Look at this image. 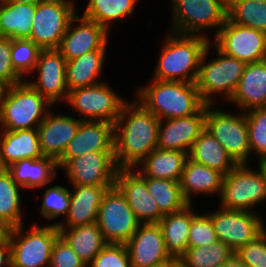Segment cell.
Wrapping results in <instances>:
<instances>
[{"mask_svg":"<svg viewBox=\"0 0 266 267\" xmlns=\"http://www.w3.org/2000/svg\"><path fill=\"white\" fill-rule=\"evenodd\" d=\"M208 49L209 44L201 57L195 84L202 101L211 105L213 99L210 98V95L215 92L223 91L226 98L229 100L232 98L243 75L246 63L227 56L218 49V55L221 57L204 64Z\"/></svg>","mask_w":266,"mask_h":267,"instance_id":"obj_5","label":"cell"},{"mask_svg":"<svg viewBox=\"0 0 266 267\" xmlns=\"http://www.w3.org/2000/svg\"><path fill=\"white\" fill-rule=\"evenodd\" d=\"M230 100L245 109L266 107V59L246 64Z\"/></svg>","mask_w":266,"mask_h":267,"instance_id":"obj_25","label":"cell"},{"mask_svg":"<svg viewBox=\"0 0 266 267\" xmlns=\"http://www.w3.org/2000/svg\"><path fill=\"white\" fill-rule=\"evenodd\" d=\"M188 157L211 169L226 175L237 163L231 158L222 144L204 129L195 140Z\"/></svg>","mask_w":266,"mask_h":267,"instance_id":"obj_32","label":"cell"},{"mask_svg":"<svg viewBox=\"0 0 266 267\" xmlns=\"http://www.w3.org/2000/svg\"><path fill=\"white\" fill-rule=\"evenodd\" d=\"M6 94V87L0 85V121L2 117L3 99Z\"/></svg>","mask_w":266,"mask_h":267,"instance_id":"obj_50","label":"cell"},{"mask_svg":"<svg viewBox=\"0 0 266 267\" xmlns=\"http://www.w3.org/2000/svg\"><path fill=\"white\" fill-rule=\"evenodd\" d=\"M67 100L91 121L115 123L126 103L105 83L77 88L68 92Z\"/></svg>","mask_w":266,"mask_h":267,"instance_id":"obj_13","label":"cell"},{"mask_svg":"<svg viewBox=\"0 0 266 267\" xmlns=\"http://www.w3.org/2000/svg\"><path fill=\"white\" fill-rule=\"evenodd\" d=\"M40 48L29 39H11V61L14 69L23 76L35 69Z\"/></svg>","mask_w":266,"mask_h":267,"instance_id":"obj_40","label":"cell"},{"mask_svg":"<svg viewBox=\"0 0 266 267\" xmlns=\"http://www.w3.org/2000/svg\"><path fill=\"white\" fill-rule=\"evenodd\" d=\"M71 192L63 186L48 188L44 194L41 207L42 215L47 219H54L60 214L68 213Z\"/></svg>","mask_w":266,"mask_h":267,"instance_id":"obj_41","label":"cell"},{"mask_svg":"<svg viewBox=\"0 0 266 267\" xmlns=\"http://www.w3.org/2000/svg\"><path fill=\"white\" fill-rule=\"evenodd\" d=\"M246 115L250 150L260 155L261 161H266V107L250 110Z\"/></svg>","mask_w":266,"mask_h":267,"instance_id":"obj_39","label":"cell"},{"mask_svg":"<svg viewBox=\"0 0 266 267\" xmlns=\"http://www.w3.org/2000/svg\"><path fill=\"white\" fill-rule=\"evenodd\" d=\"M235 254L248 267H266V242L258 235Z\"/></svg>","mask_w":266,"mask_h":267,"instance_id":"obj_46","label":"cell"},{"mask_svg":"<svg viewBox=\"0 0 266 267\" xmlns=\"http://www.w3.org/2000/svg\"><path fill=\"white\" fill-rule=\"evenodd\" d=\"M49 267H88L60 235L53 244Z\"/></svg>","mask_w":266,"mask_h":267,"instance_id":"obj_44","label":"cell"},{"mask_svg":"<svg viewBox=\"0 0 266 267\" xmlns=\"http://www.w3.org/2000/svg\"><path fill=\"white\" fill-rule=\"evenodd\" d=\"M173 22L178 34L192 35L203 28H221L227 20L228 0H173Z\"/></svg>","mask_w":266,"mask_h":267,"instance_id":"obj_11","label":"cell"},{"mask_svg":"<svg viewBox=\"0 0 266 267\" xmlns=\"http://www.w3.org/2000/svg\"><path fill=\"white\" fill-rule=\"evenodd\" d=\"M19 187L6 168H0V221L9 228L22 225Z\"/></svg>","mask_w":266,"mask_h":267,"instance_id":"obj_35","label":"cell"},{"mask_svg":"<svg viewBox=\"0 0 266 267\" xmlns=\"http://www.w3.org/2000/svg\"><path fill=\"white\" fill-rule=\"evenodd\" d=\"M105 50L91 51L66 62L65 74L68 91L98 84L96 78L100 75L103 67Z\"/></svg>","mask_w":266,"mask_h":267,"instance_id":"obj_33","label":"cell"},{"mask_svg":"<svg viewBox=\"0 0 266 267\" xmlns=\"http://www.w3.org/2000/svg\"><path fill=\"white\" fill-rule=\"evenodd\" d=\"M58 163L55 159L43 156L40 159H23L9 165L6 170L12 179L23 188H35L50 182Z\"/></svg>","mask_w":266,"mask_h":267,"instance_id":"obj_31","label":"cell"},{"mask_svg":"<svg viewBox=\"0 0 266 267\" xmlns=\"http://www.w3.org/2000/svg\"><path fill=\"white\" fill-rule=\"evenodd\" d=\"M48 105L51 103L28 82L6 87L0 123L7 131L34 129L31 126L36 122L38 128Z\"/></svg>","mask_w":266,"mask_h":267,"instance_id":"obj_4","label":"cell"},{"mask_svg":"<svg viewBox=\"0 0 266 267\" xmlns=\"http://www.w3.org/2000/svg\"><path fill=\"white\" fill-rule=\"evenodd\" d=\"M22 225L10 228L8 244L11 248V267H49L54 242L60 235L55 225L33 226L26 236L20 234ZM21 238L16 240L17 236Z\"/></svg>","mask_w":266,"mask_h":267,"instance_id":"obj_6","label":"cell"},{"mask_svg":"<svg viewBox=\"0 0 266 267\" xmlns=\"http://www.w3.org/2000/svg\"><path fill=\"white\" fill-rule=\"evenodd\" d=\"M224 175L217 170L187 158L179 180L182 196L191 204L192 192L214 193L221 192Z\"/></svg>","mask_w":266,"mask_h":267,"instance_id":"obj_27","label":"cell"},{"mask_svg":"<svg viewBox=\"0 0 266 267\" xmlns=\"http://www.w3.org/2000/svg\"><path fill=\"white\" fill-rule=\"evenodd\" d=\"M94 151H114L113 123L82 120L75 137L57 161L58 167H62L70 158Z\"/></svg>","mask_w":266,"mask_h":267,"instance_id":"obj_19","label":"cell"},{"mask_svg":"<svg viewBox=\"0 0 266 267\" xmlns=\"http://www.w3.org/2000/svg\"><path fill=\"white\" fill-rule=\"evenodd\" d=\"M162 127V120H160L157 132V148L179 150L189 154L195 140L205 129V105L196 114L167 119L166 125L164 128Z\"/></svg>","mask_w":266,"mask_h":267,"instance_id":"obj_20","label":"cell"},{"mask_svg":"<svg viewBox=\"0 0 266 267\" xmlns=\"http://www.w3.org/2000/svg\"><path fill=\"white\" fill-rule=\"evenodd\" d=\"M215 38L217 49L246 64L266 59V33L262 31L240 26L227 18Z\"/></svg>","mask_w":266,"mask_h":267,"instance_id":"obj_12","label":"cell"},{"mask_svg":"<svg viewBox=\"0 0 266 267\" xmlns=\"http://www.w3.org/2000/svg\"><path fill=\"white\" fill-rule=\"evenodd\" d=\"M91 267H131L125 244L108 243L89 263Z\"/></svg>","mask_w":266,"mask_h":267,"instance_id":"obj_43","label":"cell"},{"mask_svg":"<svg viewBox=\"0 0 266 267\" xmlns=\"http://www.w3.org/2000/svg\"><path fill=\"white\" fill-rule=\"evenodd\" d=\"M263 221L259 220V236L266 242V231L264 228V225L262 223Z\"/></svg>","mask_w":266,"mask_h":267,"instance_id":"obj_52","label":"cell"},{"mask_svg":"<svg viewBox=\"0 0 266 267\" xmlns=\"http://www.w3.org/2000/svg\"><path fill=\"white\" fill-rule=\"evenodd\" d=\"M221 209L208 216L217 239L234 252L258 236L260 218L253 211Z\"/></svg>","mask_w":266,"mask_h":267,"instance_id":"obj_15","label":"cell"},{"mask_svg":"<svg viewBox=\"0 0 266 267\" xmlns=\"http://www.w3.org/2000/svg\"><path fill=\"white\" fill-rule=\"evenodd\" d=\"M188 153L179 150H163L156 148L141 163V177L179 181L184 169Z\"/></svg>","mask_w":266,"mask_h":267,"instance_id":"obj_28","label":"cell"},{"mask_svg":"<svg viewBox=\"0 0 266 267\" xmlns=\"http://www.w3.org/2000/svg\"><path fill=\"white\" fill-rule=\"evenodd\" d=\"M74 20L80 25L71 31ZM108 30L97 22L74 16L62 37L58 50L66 61L76 59L85 53L105 49Z\"/></svg>","mask_w":266,"mask_h":267,"instance_id":"obj_18","label":"cell"},{"mask_svg":"<svg viewBox=\"0 0 266 267\" xmlns=\"http://www.w3.org/2000/svg\"><path fill=\"white\" fill-rule=\"evenodd\" d=\"M131 171L132 169H118L115 186L125 196L140 223H159L164 214L148 192L146 181L138 173Z\"/></svg>","mask_w":266,"mask_h":267,"instance_id":"obj_17","label":"cell"},{"mask_svg":"<svg viewBox=\"0 0 266 267\" xmlns=\"http://www.w3.org/2000/svg\"><path fill=\"white\" fill-rule=\"evenodd\" d=\"M3 265L11 267V248L8 243L0 245V267Z\"/></svg>","mask_w":266,"mask_h":267,"instance_id":"obj_47","label":"cell"},{"mask_svg":"<svg viewBox=\"0 0 266 267\" xmlns=\"http://www.w3.org/2000/svg\"><path fill=\"white\" fill-rule=\"evenodd\" d=\"M235 252L220 240L206 246L187 248L177 260L182 267H220Z\"/></svg>","mask_w":266,"mask_h":267,"instance_id":"obj_34","label":"cell"},{"mask_svg":"<svg viewBox=\"0 0 266 267\" xmlns=\"http://www.w3.org/2000/svg\"><path fill=\"white\" fill-rule=\"evenodd\" d=\"M173 267H182L178 262Z\"/></svg>","mask_w":266,"mask_h":267,"instance_id":"obj_55","label":"cell"},{"mask_svg":"<svg viewBox=\"0 0 266 267\" xmlns=\"http://www.w3.org/2000/svg\"><path fill=\"white\" fill-rule=\"evenodd\" d=\"M216 241L218 239L209 216L195 215L189 230L188 248L206 246Z\"/></svg>","mask_w":266,"mask_h":267,"instance_id":"obj_42","label":"cell"},{"mask_svg":"<svg viewBox=\"0 0 266 267\" xmlns=\"http://www.w3.org/2000/svg\"><path fill=\"white\" fill-rule=\"evenodd\" d=\"M74 4L64 0H47L36 5L29 40L40 49H58L71 19Z\"/></svg>","mask_w":266,"mask_h":267,"instance_id":"obj_9","label":"cell"},{"mask_svg":"<svg viewBox=\"0 0 266 267\" xmlns=\"http://www.w3.org/2000/svg\"><path fill=\"white\" fill-rule=\"evenodd\" d=\"M36 5L0 0V37L29 39Z\"/></svg>","mask_w":266,"mask_h":267,"instance_id":"obj_30","label":"cell"},{"mask_svg":"<svg viewBox=\"0 0 266 267\" xmlns=\"http://www.w3.org/2000/svg\"><path fill=\"white\" fill-rule=\"evenodd\" d=\"M73 186L75 192L70 194L67 226L74 228L95 223L103 196L113 186Z\"/></svg>","mask_w":266,"mask_h":267,"instance_id":"obj_24","label":"cell"},{"mask_svg":"<svg viewBox=\"0 0 266 267\" xmlns=\"http://www.w3.org/2000/svg\"><path fill=\"white\" fill-rule=\"evenodd\" d=\"M65 167L69 180L79 186H115L114 151H94L70 158Z\"/></svg>","mask_w":266,"mask_h":267,"instance_id":"obj_14","label":"cell"},{"mask_svg":"<svg viewBox=\"0 0 266 267\" xmlns=\"http://www.w3.org/2000/svg\"><path fill=\"white\" fill-rule=\"evenodd\" d=\"M150 195L156 200L165 215L182 210L188 203L182 196L179 181L142 177Z\"/></svg>","mask_w":266,"mask_h":267,"instance_id":"obj_37","label":"cell"},{"mask_svg":"<svg viewBox=\"0 0 266 267\" xmlns=\"http://www.w3.org/2000/svg\"><path fill=\"white\" fill-rule=\"evenodd\" d=\"M96 223L104 240L114 244H126L141 225L116 186L105 192Z\"/></svg>","mask_w":266,"mask_h":267,"instance_id":"obj_7","label":"cell"},{"mask_svg":"<svg viewBox=\"0 0 266 267\" xmlns=\"http://www.w3.org/2000/svg\"><path fill=\"white\" fill-rule=\"evenodd\" d=\"M259 166L261 167V169L265 175V180H266V161L259 162Z\"/></svg>","mask_w":266,"mask_h":267,"instance_id":"obj_53","label":"cell"},{"mask_svg":"<svg viewBox=\"0 0 266 267\" xmlns=\"http://www.w3.org/2000/svg\"><path fill=\"white\" fill-rule=\"evenodd\" d=\"M205 104V129L216 138L237 164H245L251 152L246 115L233 116L220 110H210Z\"/></svg>","mask_w":266,"mask_h":267,"instance_id":"obj_10","label":"cell"},{"mask_svg":"<svg viewBox=\"0 0 266 267\" xmlns=\"http://www.w3.org/2000/svg\"><path fill=\"white\" fill-rule=\"evenodd\" d=\"M136 3L137 0H89L83 17L108 30L109 22L130 15Z\"/></svg>","mask_w":266,"mask_h":267,"instance_id":"obj_38","label":"cell"},{"mask_svg":"<svg viewBox=\"0 0 266 267\" xmlns=\"http://www.w3.org/2000/svg\"><path fill=\"white\" fill-rule=\"evenodd\" d=\"M204 36L197 34L169 36L163 46L154 79L195 83L201 57L209 44Z\"/></svg>","mask_w":266,"mask_h":267,"instance_id":"obj_3","label":"cell"},{"mask_svg":"<svg viewBox=\"0 0 266 267\" xmlns=\"http://www.w3.org/2000/svg\"><path fill=\"white\" fill-rule=\"evenodd\" d=\"M190 205L178 212L165 214L158 223L167 252L174 260H178L188 248L189 230L192 218L196 215L191 212Z\"/></svg>","mask_w":266,"mask_h":267,"instance_id":"obj_26","label":"cell"},{"mask_svg":"<svg viewBox=\"0 0 266 267\" xmlns=\"http://www.w3.org/2000/svg\"><path fill=\"white\" fill-rule=\"evenodd\" d=\"M64 222L56 226L60 236L67 241L73 251L82 259L86 265L108 244L102 235L97 223L70 228L67 231ZM67 231V232H66Z\"/></svg>","mask_w":266,"mask_h":267,"instance_id":"obj_29","label":"cell"},{"mask_svg":"<svg viewBox=\"0 0 266 267\" xmlns=\"http://www.w3.org/2000/svg\"><path fill=\"white\" fill-rule=\"evenodd\" d=\"M153 80L139 90L138 101L159 120L193 115L205 105L195 83Z\"/></svg>","mask_w":266,"mask_h":267,"instance_id":"obj_2","label":"cell"},{"mask_svg":"<svg viewBox=\"0 0 266 267\" xmlns=\"http://www.w3.org/2000/svg\"><path fill=\"white\" fill-rule=\"evenodd\" d=\"M220 267H248L242 260L234 253L226 262Z\"/></svg>","mask_w":266,"mask_h":267,"instance_id":"obj_48","label":"cell"},{"mask_svg":"<svg viewBox=\"0 0 266 267\" xmlns=\"http://www.w3.org/2000/svg\"><path fill=\"white\" fill-rule=\"evenodd\" d=\"M82 120L69 116H45L38 126L40 148L43 156L58 161L69 142L75 137Z\"/></svg>","mask_w":266,"mask_h":267,"instance_id":"obj_22","label":"cell"},{"mask_svg":"<svg viewBox=\"0 0 266 267\" xmlns=\"http://www.w3.org/2000/svg\"><path fill=\"white\" fill-rule=\"evenodd\" d=\"M3 135L0 137V168H7L19 160L43 157L36 127L27 130H5Z\"/></svg>","mask_w":266,"mask_h":267,"instance_id":"obj_23","label":"cell"},{"mask_svg":"<svg viewBox=\"0 0 266 267\" xmlns=\"http://www.w3.org/2000/svg\"><path fill=\"white\" fill-rule=\"evenodd\" d=\"M176 263H163L160 265L150 266V267H173Z\"/></svg>","mask_w":266,"mask_h":267,"instance_id":"obj_54","label":"cell"},{"mask_svg":"<svg viewBox=\"0 0 266 267\" xmlns=\"http://www.w3.org/2000/svg\"><path fill=\"white\" fill-rule=\"evenodd\" d=\"M9 2L14 3H24V4H34L37 5L40 2L47 1V0H8Z\"/></svg>","mask_w":266,"mask_h":267,"instance_id":"obj_51","label":"cell"},{"mask_svg":"<svg viewBox=\"0 0 266 267\" xmlns=\"http://www.w3.org/2000/svg\"><path fill=\"white\" fill-rule=\"evenodd\" d=\"M131 267H150L163 263H177L167 252L158 223L141 224L125 244Z\"/></svg>","mask_w":266,"mask_h":267,"instance_id":"obj_16","label":"cell"},{"mask_svg":"<svg viewBox=\"0 0 266 267\" xmlns=\"http://www.w3.org/2000/svg\"><path fill=\"white\" fill-rule=\"evenodd\" d=\"M227 18L240 26L266 33V2L258 0H228Z\"/></svg>","mask_w":266,"mask_h":267,"instance_id":"obj_36","label":"cell"},{"mask_svg":"<svg viewBox=\"0 0 266 267\" xmlns=\"http://www.w3.org/2000/svg\"><path fill=\"white\" fill-rule=\"evenodd\" d=\"M245 166L237 164L224 175L220 192L222 208L248 211L266 199V180L261 167L255 172Z\"/></svg>","mask_w":266,"mask_h":267,"instance_id":"obj_8","label":"cell"},{"mask_svg":"<svg viewBox=\"0 0 266 267\" xmlns=\"http://www.w3.org/2000/svg\"><path fill=\"white\" fill-rule=\"evenodd\" d=\"M10 228L2 221H0V245L8 243V235Z\"/></svg>","mask_w":266,"mask_h":267,"instance_id":"obj_49","label":"cell"},{"mask_svg":"<svg viewBox=\"0 0 266 267\" xmlns=\"http://www.w3.org/2000/svg\"><path fill=\"white\" fill-rule=\"evenodd\" d=\"M21 78L11 61V39L0 37V85L11 87L21 83Z\"/></svg>","mask_w":266,"mask_h":267,"instance_id":"obj_45","label":"cell"},{"mask_svg":"<svg viewBox=\"0 0 266 267\" xmlns=\"http://www.w3.org/2000/svg\"><path fill=\"white\" fill-rule=\"evenodd\" d=\"M66 60L58 49H41L35 68L39 69L37 82H28L51 104L68 97Z\"/></svg>","mask_w":266,"mask_h":267,"instance_id":"obj_21","label":"cell"},{"mask_svg":"<svg viewBox=\"0 0 266 267\" xmlns=\"http://www.w3.org/2000/svg\"><path fill=\"white\" fill-rule=\"evenodd\" d=\"M137 105L125 103L114 123V159L118 169H133L157 148L160 120L141 103Z\"/></svg>","mask_w":266,"mask_h":267,"instance_id":"obj_1","label":"cell"}]
</instances>
